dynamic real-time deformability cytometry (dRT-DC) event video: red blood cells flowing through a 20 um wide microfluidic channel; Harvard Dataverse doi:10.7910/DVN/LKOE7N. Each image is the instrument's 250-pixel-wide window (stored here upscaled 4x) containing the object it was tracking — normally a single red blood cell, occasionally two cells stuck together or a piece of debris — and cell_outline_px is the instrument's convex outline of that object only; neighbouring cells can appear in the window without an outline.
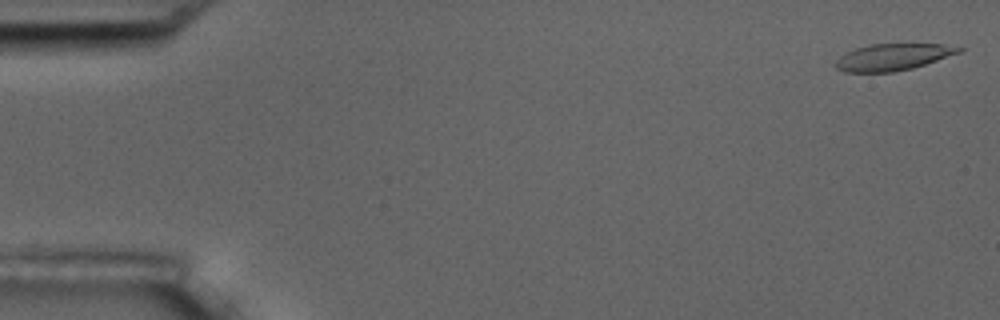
{"species": "common noctule bat (a hibernating species)", "species_latin": "Nyctalus noctula", "temperature_condition": "room temperature", "stored_images_in_passage": 4, "camera_frame_rate_fps": 3000, "um_per_image_px": 0.085, "animal": {"sex": "male", "body_mass_g": 17.5, "forearm_length_mm": 52.3}, "frame": {"image": 1, "passage_image": 1, "time_ms": 0.0, "image_size_px": [1000, 320], "cell_outline_px": [[964, 48], [960, 52], [912, 68], [892, 72], [844, 72], [836, 68], [836, 60], [840, 56], [856, 48], [868, 44], [944, 44]], "centroid_in_image_um": [75.87, 4.84], "position_along_channel_um": 9.1, "area_um2": 18.9}}